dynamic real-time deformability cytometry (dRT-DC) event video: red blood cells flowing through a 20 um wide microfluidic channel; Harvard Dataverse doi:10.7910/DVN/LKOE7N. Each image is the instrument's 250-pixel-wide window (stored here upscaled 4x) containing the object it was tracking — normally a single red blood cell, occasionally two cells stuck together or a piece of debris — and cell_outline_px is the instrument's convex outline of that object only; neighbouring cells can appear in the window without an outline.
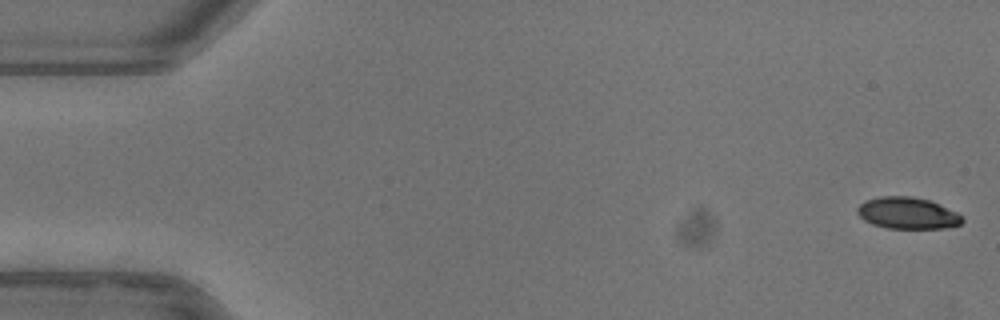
{"species": "common noctule bat (a hibernating species)", "species_latin": "Nyctalus noctula", "temperature_condition": "warm", "stored_images_in_passage": 52, "camera_frame_rate_fps": 3000, "um_per_image_px": 0.085, "animal": {"sex": "female"}, "frame": {"image": 1, "passage_image": 1, "time_ms": 0.0, "image_size_px": [1000, 320], "cell_outline_px": [[964, 220], [960, 224], [944, 228], [888, 228], [872, 224], [864, 220], [856, 212], [856, 208], [864, 200], [880, 196], [912, 196], [928, 200], [956, 212]], "centroid_in_image_um": [77.08, 18.11], "position_along_channel_um": 7.9, "area_um2": 19.19}}
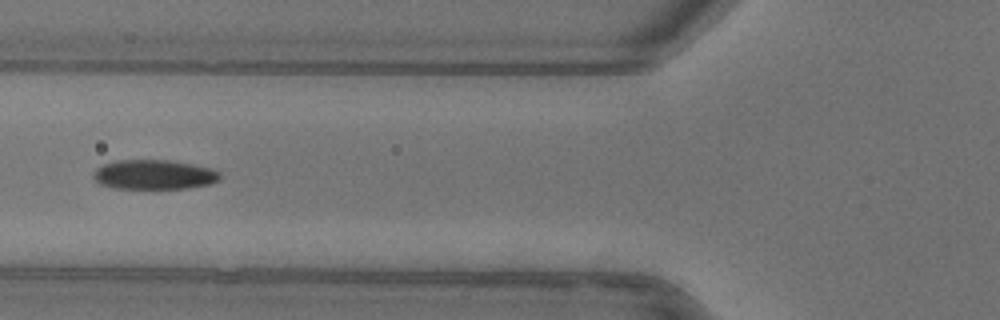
{"frame": {"image": 2, "passage_image": 20, "time_ms": 6.333, "image_size_px": [1000, 320], "cell_outline_px": [[220, 180], [212, 184], [188, 188], [112, 188], [100, 184], [92, 176], [92, 172], [96, 168], [104, 164], [116, 160], [168, 160], [192, 164], [212, 168], [220, 172]], "centroid_in_image_um": [13.1, 14.84], "position_along_channel_um": 112.7, "area_um2": 21.96}}
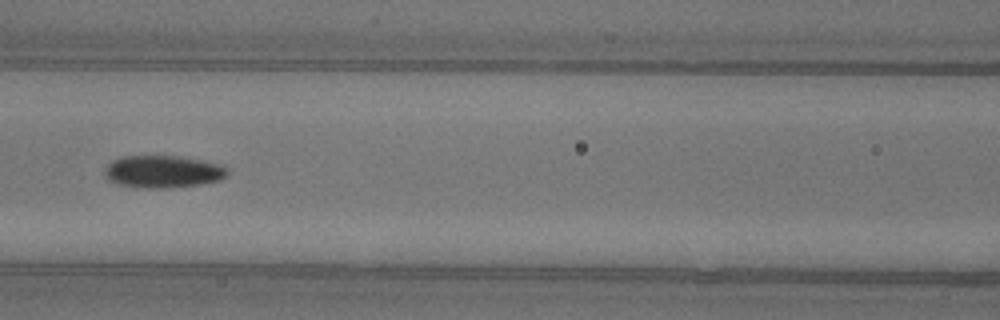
{"frame": {"image": 3, "passage_image": 23, "time_ms": 7.333, "image_size_px": [1000, 320], "cell_outline_px": [[228, 176], [220, 180], [200, 184], [168, 188], [136, 188], [116, 184], [108, 180], [104, 176], [104, 172], [108, 164], [112, 160], [124, 156], [176, 156], [224, 164], [228, 168]], "centroid_in_image_um": [13.85, 14.6], "position_along_channel_um": 152.7, "area_um2": 23.47}, "authors_computed_cell_mechanics": {"area_um2": 21.7906, "velocity_mm_per_s": 3.9771, "shape_relaxation_time_tau1_ms": 4.6855, "shape_relaxation_time_tau2_ms": 2.9096, "deformation_change_tau1": 0.1539, "deformation_change_tau2": 0.0736}}